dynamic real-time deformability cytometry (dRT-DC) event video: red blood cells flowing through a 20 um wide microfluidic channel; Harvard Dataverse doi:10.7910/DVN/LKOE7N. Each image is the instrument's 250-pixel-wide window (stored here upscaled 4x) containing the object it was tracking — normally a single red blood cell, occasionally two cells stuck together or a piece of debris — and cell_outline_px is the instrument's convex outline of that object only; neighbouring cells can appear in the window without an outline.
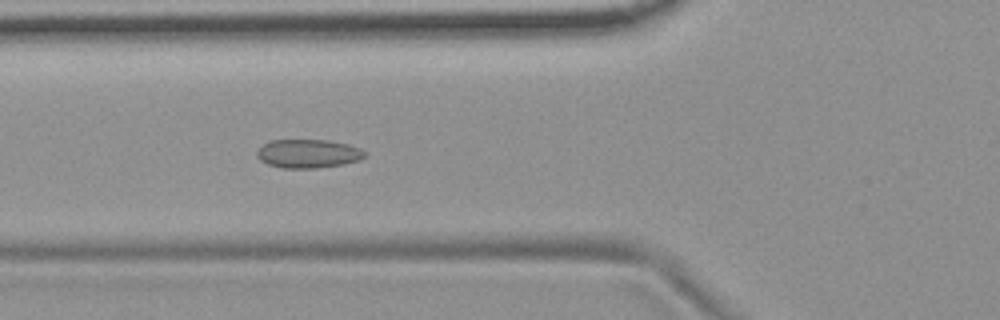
{"species": "common noctule bat (a hibernating species)", "species_latin": "Nyctalus noctula", "temperature_condition": "room temperature", "stored_images_in_passage": 6, "camera_frame_rate_fps": 3000, "um_per_image_px": 0.085, "animal": {"sex": "female", "body_mass_g": 19.9}, "frame": {"image": 1, "passage_image": 6, "time_ms": 5.667, "image_size_px": [1000, 320], "cell_outline_px": [[368, 152], [360, 160], [344, 164], [316, 168], [284, 168], [268, 164], [260, 160], [256, 156], [256, 152], [264, 144], [272, 140], [328, 140], [348, 144], [360, 148]], "centroid_in_image_um": [26.22, 13.06], "position_along_channel_um": 99.6, "area_um2": 18.03}}